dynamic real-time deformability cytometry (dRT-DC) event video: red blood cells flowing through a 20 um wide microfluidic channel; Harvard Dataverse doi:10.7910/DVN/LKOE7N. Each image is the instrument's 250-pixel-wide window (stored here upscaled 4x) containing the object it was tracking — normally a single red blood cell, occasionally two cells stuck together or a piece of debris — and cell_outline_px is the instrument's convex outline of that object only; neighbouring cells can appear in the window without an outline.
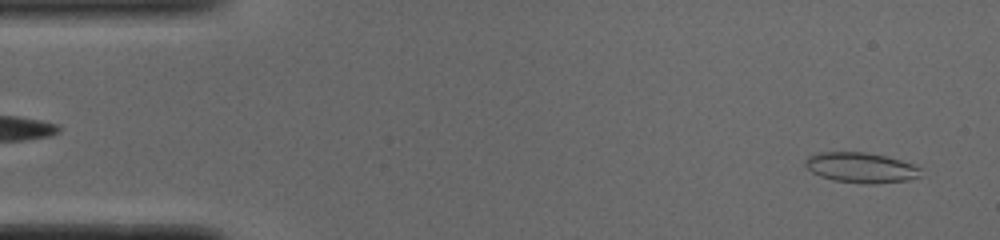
{"species": "common noctule bat (a hibernating species)", "species_latin": "Nyctalus noctula", "temperature_condition": "cold", "stored_images_in_passage": 51, "camera_frame_rate_fps": 3000, "um_per_image_px": 0.085, "animal": {"sex": "male", "body_mass_g": 19.0, "forearm_length_mm": 50.8}, "frame": {"image": 1, "passage_image": 2, "time_ms": 0.333, "image_size_px": [1000, 240], "cell_outline_px": [[920, 176], [908, 180], [868, 184], [836, 180], [812, 172], [804, 164], [812, 156], [820, 152], [864, 152], [884, 156], [900, 160], [912, 164], [920, 168]], "centroid_in_image_um": [73.22, 14.24], "position_along_channel_um": 11.8, "area_um2": 19.71}}
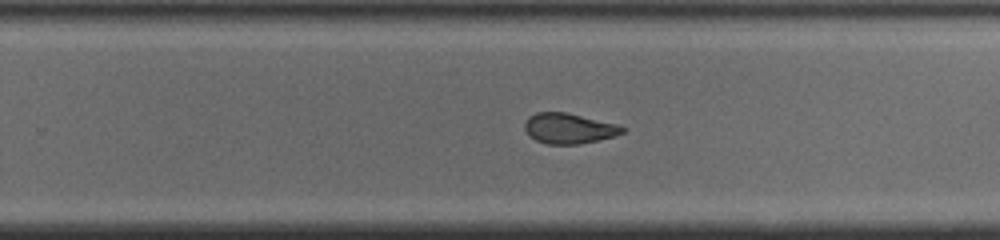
{"frame": {"image": 2, "passage_image": 31, "time_ms": 10.0, "image_size_px": [1000, 240], "cell_outline_px": [[624, 132], [616, 136], [576, 144], [548, 144], [536, 140], [524, 128], [524, 124], [528, 116], [536, 112], [564, 112], [616, 124], [624, 128]], "centroid_in_image_um": [48.33, 10.91], "position_along_channel_um": 281.5, "area_um2": 16.94}}
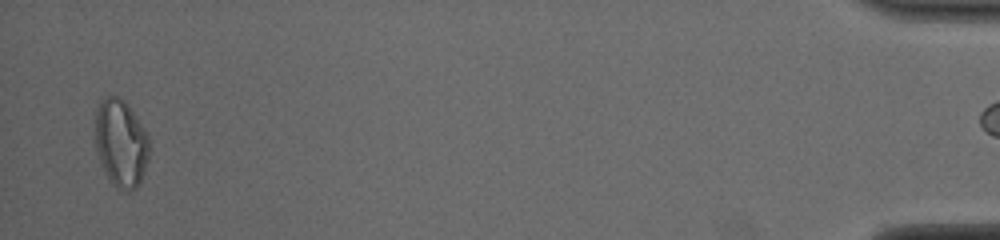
{"frame": {"image": 3, "passage_image": 49, "time_ms": 16.0, "image_size_px": [1000, 240], "cell_outline_px": [[148, 156], [144, 172], [136, 188], [128, 192], [116, 188], [112, 184], [100, 160], [96, 148], [96, 108], [100, 100], [104, 96], [116, 96], [124, 100], [148, 136]], "centroid_in_image_um": [10.26, 12.17], "position_along_channel_um": 424.9, "area_um2": 27.05}, "authors_computed_cell_mechanics": {"area_um2": 18.6116, "velocity_mm_per_s": 3.8938, "shape_relaxation_time_tau1_ms": 4.0105, "shape_relaxation_time_tau2_ms": 2.1422, "deformation_change_tau1": 0.144, "deformation_change_tau2": 0.0908}}